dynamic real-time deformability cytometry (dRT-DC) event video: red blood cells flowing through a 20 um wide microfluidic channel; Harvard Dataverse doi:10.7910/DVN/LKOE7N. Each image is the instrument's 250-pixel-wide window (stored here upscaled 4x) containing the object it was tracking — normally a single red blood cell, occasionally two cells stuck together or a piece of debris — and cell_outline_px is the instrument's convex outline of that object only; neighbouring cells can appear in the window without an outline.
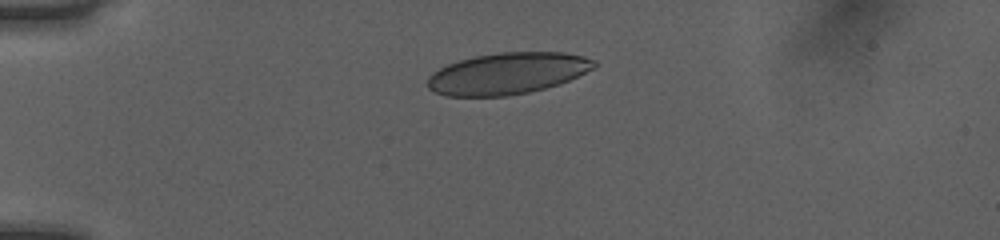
{"species": "human", "species_latin": "Homo sapiens", "temperature_condition": "room temperature", "stored_images_in_passage": 39, "camera_frame_rate_fps": 3000, "um_per_image_px": 0.085, "donor": {"sex": "female"}, "frame": {"image": 1, "passage_image": 1, "time_ms": 0.0, "image_size_px": [1000, 240], "cell_outline_px": [[596, 68], [560, 84], [528, 92], [508, 96], [444, 96], [428, 88], [428, 76], [432, 72], [448, 64], [460, 60], [476, 56], [500, 52], [564, 52], [584, 56], [596, 60]], "centroid_in_image_um": [43.17, 6.24], "position_along_channel_um": 41.8, "area_um2": 40.4}}
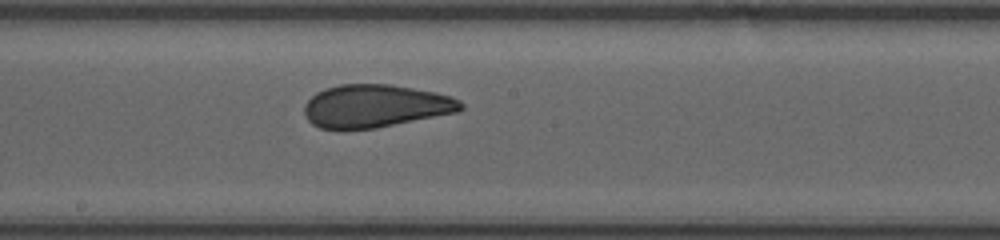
{"frame": {"image": 2, "passage_image": 17, "time_ms": 5.333, "image_size_px": [1000, 240], "cell_outline_px": [[464, 108], [456, 112], [376, 128], [320, 128], [312, 124], [308, 120], [304, 112], [304, 104], [316, 92], [324, 88], [340, 84], [392, 84], [436, 92], [452, 96], [460, 100], [464, 104]], "centroid_in_image_um": [31.92, 8.99], "position_along_channel_um": 216.3, "area_um2": 39.02}}
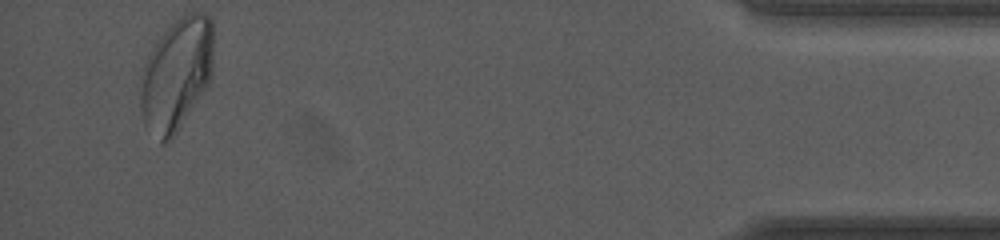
{"frame": {"image": 3, "passage_image": 37, "time_ms": 12.0, "image_size_px": [1000, 240], "cell_outline_px": [[212, 72], [208, 84], [176, 132], [168, 140], [160, 144], [144, 124], [140, 112], [140, 96], [144, 64], [156, 40], [176, 20], [188, 12], [204, 12], [212, 20]], "centroid_in_image_um": [14.98, 6.3], "position_along_channel_um": 420.2, "area_um2": 47.34}, "authors_computed_cell_mechanics": {"area_um2": 40.4022, "velocity_mm_per_s": 4.0411, "shape_relaxation_time_tau1_ms": null, "shape_relaxation_time_tau2_ms": 0.8691, "deformation_change_tau1": null, "deformation_change_tau2": 0.0757}}